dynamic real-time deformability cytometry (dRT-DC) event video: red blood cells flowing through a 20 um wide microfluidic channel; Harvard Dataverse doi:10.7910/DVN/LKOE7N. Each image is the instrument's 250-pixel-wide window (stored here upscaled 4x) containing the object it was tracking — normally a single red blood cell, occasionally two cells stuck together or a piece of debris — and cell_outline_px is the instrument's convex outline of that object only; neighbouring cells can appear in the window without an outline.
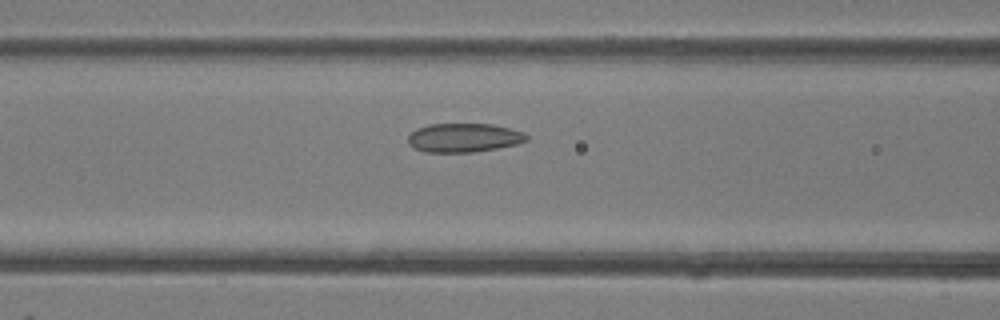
{"species": "common noctule bat (a hibernating species)", "species_latin": "Nyctalus noctula", "temperature_condition": "room temperature", "stored_images_in_passage": 41, "camera_frame_rate_fps": 3000, "um_per_image_px": 0.085, "animal": {"sex": "female"}, "frame": {"image": 1, "passage_image": 17, "time_ms": 5.333, "image_size_px": [1000, 320], "cell_outline_px": [[528, 140], [516, 144], [496, 148], [472, 152], [424, 152], [412, 148], [408, 144], [408, 136], [416, 128], [428, 124], [492, 124], [524, 132], [528, 136]], "centroid_in_image_um": [39.38, 11.7], "position_along_channel_um": 127.2, "area_um2": 20.0}}
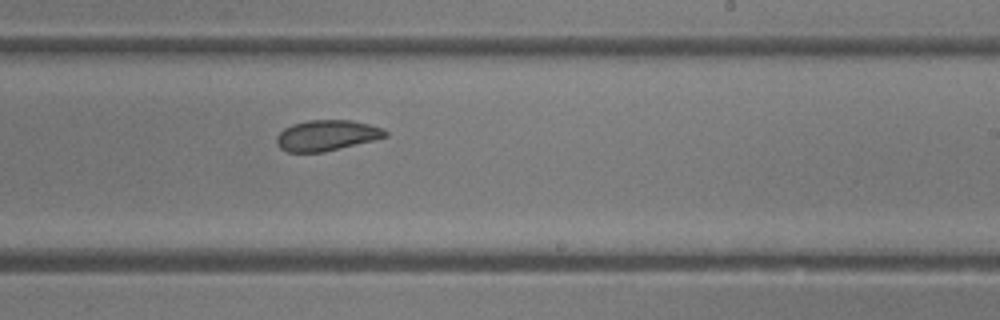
{"frame": {"image": 2, "passage_image": 25, "time_ms": 8.0, "image_size_px": [1000, 320], "cell_outline_px": [[388, 136], [324, 152], [288, 152], [280, 148], [276, 144], [276, 136], [284, 128], [292, 124], [308, 120], [352, 120], [384, 128], [388, 132]], "centroid_in_image_um": [27.75, 11.5], "position_along_channel_um": 261.2, "area_um2": 19.42}}
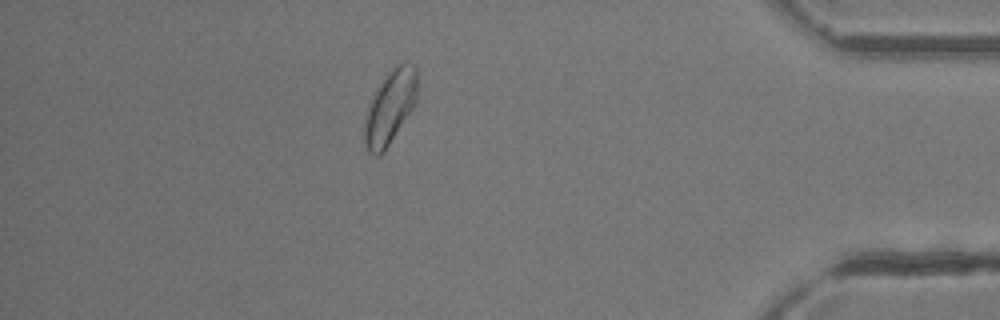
{"frame": {"image": 3, "passage_image": 36, "time_ms": 11.667, "image_size_px": [1000, 320], "cell_outline_px": [[416, 100], [412, 108], [384, 152], [380, 156], [376, 156], [368, 152], [364, 140], [364, 120], [368, 104], [376, 88], [392, 64], [404, 60], [416, 64]], "centroid_in_image_um": [33.13, 9.04], "position_along_channel_um": 402.1, "area_um2": 23.06}}